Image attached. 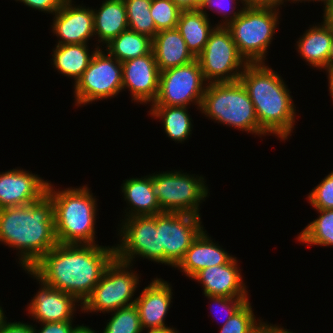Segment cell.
<instances>
[{
    "mask_svg": "<svg viewBox=\"0 0 333 333\" xmlns=\"http://www.w3.org/2000/svg\"><path fill=\"white\" fill-rule=\"evenodd\" d=\"M204 177L181 170L151 174V190L164 213L200 216V204L209 196Z\"/></svg>",
    "mask_w": 333,
    "mask_h": 333,
    "instance_id": "obj_7",
    "label": "cell"
},
{
    "mask_svg": "<svg viewBox=\"0 0 333 333\" xmlns=\"http://www.w3.org/2000/svg\"><path fill=\"white\" fill-rule=\"evenodd\" d=\"M48 182L23 168L0 172V209L39 201L46 194Z\"/></svg>",
    "mask_w": 333,
    "mask_h": 333,
    "instance_id": "obj_17",
    "label": "cell"
},
{
    "mask_svg": "<svg viewBox=\"0 0 333 333\" xmlns=\"http://www.w3.org/2000/svg\"><path fill=\"white\" fill-rule=\"evenodd\" d=\"M52 53V65L59 74H63L69 79L74 80V84L82 76L84 71L89 66V63L99 49L95 45V48L90 53L88 44H67V45H55Z\"/></svg>",
    "mask_w": 333,
    "mask_h": 333,
    "instance_id": "obj_26",
    "label": "cell"
},
{
    "mask_svg": "<svg viewBox=\"0 0 333 333\" xmlns=\"http://www.w3.org/2000/svg\"><path fill=\"white\" fill-rule=\"evenodd\" d=\"M114 258V245L58 243L30 270L47 285L83 304Z\"/></svg>",
    "mask_w": 333,
    "mask_h": 333,
    "instance_id": "obj_1",
    "label": "cell"
},
{
    "mask_svg": "<svg viewBox=\"0 0 333 333\" xmlns=\"http://www.w3.org/2000/svg\"><path fill=\"white\" fill-rule=\"evenodd\" d=\"M132 268V264L114 258L105 268L90 296L82 304L81 312L106 314L133 305L137 298L133 300V297L140 286L141 277Z\"/></svg>",
    "mask_w": 333,
    "mask_h": 333,
    "instance_id": "obj_8",
    "label": "cell"
},
{
    "mask_svg": "<svg viewBox=\"0 0 333 333\" xmlns=\"http://www.w3.org/2000/svg\"><path fill=\"white\" fill-rule=\"evenodd\" d=\"M214 25L200 9L182 10L176 28L191 54L197 58L205 48L210 34L217 27L216 23Z\"/></svg>",
    "mask_w": 333,
    "mask_h": 333,
    "instance_id": "obj_25",
    "label": "cell"
},
{
    "mask_svg": "<svg viewBox=\"0 0 333 333\" xmlns=\"http://www.w3.org/2000/svg\"><path fill=\"white\" fill-rule=\"evenodd\" d=\"M111 317L101 333H142L138 310L135 304L111 312Z\"/></svg>",
    "mask_w": 333,
    "mask_h": 333,
    "instance_id": "obj_32",
    "label": "cell"
},
{
    "mask_svg": "<svg viewBox=\"0 0 333 333\" xmlns=\"http://www.w3.org/2000/svg\"><path fill=\"white\" fill-rule=\"evenodd\" d=\"M311 26L296 42V51L310 67L322 70L333 63V29L322 22Z\"/></svg>",
    "mask_w": 333,
    "mask_h": 333,
    "instance_id": "obj_21",
    "label": "cell"
},
{
    "mask_svg": "<svg viewBox=\"0 0 333 333\" xmlns=\"http://www.w3.org/2000/svg\"><path fill=\"white\" fill-rule=\"evenodd\" d=\"M101 46L74 84L75 106L115 98L122 89V63Z\"/></svg>",
    "mask_w": 333,
    "mask_h": 333,
    "instance_id": "obj_10",
    "label": "cell"
},
{
    "mask_svg": "<svg viewBox=\"0 0 333 333\" xmlns=\"http://www.w3.org/2000/svg\"><path fill=\"white\" fill-rule=\"evenodd\" d=\"M190 107L184 106H150L148 115L160 119L167 137L171 140L182 143L191 136L193 120L188 113Z\"/></svg>",
    "mask_w": 333,
    "mask_h": 333,
    "instance_id": "obj_27",
    "label": "cell"
},
{
    "mask_svg": "<svg viewBox=\"0 0 333 333\" xmlns=\"http://www.w3.org/2000/svg\"><path fill=\"white\" fill-rule=\"evenodd\" d=\"M263 333H296L290 331L289 329H285L283 326H279L276 324H268Z\"/></svg>",
    "mask_w": 333,
    "mask_h": 333,
    "instance_id": "obj_42",
    "label": "cell"
},
{
    "mask_svg": "<svg viewBox=\"0 0 333 333\" xmlns=\"http://www.w3.org/2000/svg\"><path fill=\"white\" fill-rule=\"evenodd\" d=\"M146 331V333H180L178 330H176V328H173V326L166 329H151Z\"/></svg>",
    "mask_w": 333,
    "mask_h": 333,
    "instance_id": "obj_46",
    "label": "cell"
},
{
    "mask_svg": "<svg viewBox=\"0 0 333 333\" xmlns=\"http://www.w3.org/2000/svg\"><path fill=\"white\" fill-rule=\"evenodd\" d=\"M204 2L205 0H194V10L199 9Z\"/></svg>",
    "mask_w": 333,
    "mask_h": 333,
    "instance_id": "obj_48",
    "label": "cell"
},
{
    "mask_svg": "<svg viewBox=\"0 0 333 333\" xmlns=\"http://www.w3.org/2000/svg\"><path fill=\"white\" fill-rule=\"evenodd\" d=\"M104 48L121 63L152 52V38L127 29Z\"/></svg>",
    "mask_w": 333,
    "mask_h": 333,
    "instance_id": "obj_28",
    "label": "cell"
},
{
    "mask_svg": "<svg viewBox=\"0 0 333 333\" xmlns=\"http://www.w3.org/2000/svg\"><path fill=\"white\" fill-rule=\"evenodd\" d=\"M73 2L66 0L53 14L51 31L59 39L56 45L89 44L88 41L95 37L93 8Z\"/></svg>",
    "mask_w": 333,
    "mask_h": 333,
    "instance_id": "obj_15",
    "label": "cell"
},
{
    "mask_svg": "<svg viewBox=\"0 0 333 333\" xmlns=\"http://www.w3.org/2000/svg\"><path fill=\"white\" fill-rule=\"evenodd\" d=\"M118 229L119 244H115V258L132 264L135 258L163 264L160 248L159 214L124 218Z\"/></svg>",
    "mask_w": 333,
    "mask_h": 333,
    "instance_id": "obj_9",
    "label": "cell"
},
{
    "mask_svg": "<svg viewBox=\"0 0 333 333\" xmlns=\"http://www.w3.org/2000/svg\"><path fill=\"white\" fill-rule=\"evenodd\" d=\"M74 320L63 322H45L41 323L40 329L32 323L33 333H73L77 326L72 325ZM75 326V327H74Z\"/></svg>",
    "mask_w": 333,
    "mask_h": 333,
    "instance_id": "obj_38",
    "label": "cell"
},
{
    "mask_svg": "<svg viewBox=\"0 0 333 333\" xmlns=\"http://www.w3.org/2000/svg\"><path fill=\"white\" fill-rule=\"evenodd\" d=\"M238 1V2H237ZM239 3L242 4L243 7L239 6ZM235 5V6H234ZM245 4L243 0H205L202 6L199 8L207 17L208 9H210L213 13H217L218 15L222 16L221 23L218 22L217 26L226 27L230 22L235 20L242 12ZM238 8V10H236ZM236 10V11H235Z\"/></svg>",
    "mask_w": 333,
    "mask_h": 333,
    "instance_id": "obj_34",
    "label": "cell"
},
{
    "mask_svg": "<svg viewBox=\"0 0 333 333\" xmlns=\"http://www.w3.org/2000/svg\"><path fill=\"white\" fill-rule=\"evenodd\" d=\"M214 242L204 229L186 251L183 259L175 267L188 278H193L202 269L227 264L234 255Z\"/></svg>",
    "mask_w": 333,
    "mask_h": 333,
    "instance_id": "obj_20",
    "label": "cell"
},
{
    "mask_svg": "<svg viewBox=\"0 0 333 333\" xmlns=\"http://www.w3.org/2000/svg\"><path fill=\"white\" fill-rule=\"evenodd\" d=\"M254 104L259 136L274 135L285 141L295 128L296 106L291 91L266 63H248L239 77Z\"/></svg>",
    "mask_w": 333,
    "mask_h": 333,
    "instance_id": "obj_3",
    "label": "cell"
},
{
    "mask_svg": "<svg viewBox=\"0 0 333 333\" xmlns=\"http://www.w3.org/2000/svg\"><path fill=\"white\" fill-rule=\"evenodd\" d=\"M307 195L308 203L315 210L333 209V170Z\"/></svg>",
    "mask_w": 333,
    "mask_h": 333,
    "instance_id": "obj_35",
    "label": "cell"
},
{
    "mask_svg": "<svg viewBox=\"0 0 333 333\" xmlns=\"http://www.w3.org/2000/svg\"><path fill=\"white\" fill-rule=\"evenodd\" d=\"M96 46L107 45L128 29L124 0L102 1L100 8L93 9ZM98 36V37H97ZM99 43V44H98ZM104 44V45H103ZM99 45V46H98Z\"/></svg>",
    "mask_w": 333,
    "mask_h": 333,
    "instance_id": "obj_23",
    "label": "cell"
},
{
    "mask_svg": "<svg viewBox=\"0 0 333 333\" xmlns=\"http://www.w3.org/2000/svg\"><path fill=\"white\" fill-rule=\"evenodd\" d=\"M197 59L160 72L158 95L151 106H184L200 109L207 86ZM189 105V106H188Z\"/></svg>",
    "mask_w": 333,
    "mask_h": 333,
    "instance_id": "obj_12",
    "label": "cell"
},
{
    "mask_svg": "<svg viewBox=\"0 0 333 333\" xmlns=\"http://www.w3.org/2000/svg\"><path fill=\"white\" fill-rule=\"evenodd\" d=\"M204 229L201 216L181 213L159 214V239L160 248H163V264L175 268Z\"/></svg>",
    "mask_w": 333,
    "mask_h": 333,
    "instance_id": "obj_13",
    "label": "cell"
},
{
    "mask_svg": "<svg viewBox=\"0 0 333 333\" xmlns=\"http://www.w3.org/2000/svg\"><path fill=\"white\" fill-rule=\"evenodd\" d=\"M326 71V75L328 78V89H329V94L331 96V100L333 101V63L330 64L328 67H326L325 69H323Z\"/></svg>",
    "mask_w": 333,
    "mask_h": 333,
    "instance_id": "obj_43",
    "label": "cell"
},
{
    "mask_svg": "<svg viewBox=\"0 0 333 333\" xmlns=\"http://www.w3.org/2000/svg\"><path fill=\"white\" fill-rule=\"evenodd\" d=\"M204 296L207 299H209L210 302L213 303L214 306H211V307H214L215 310H216V308H220V309L222 308L221 310L225 313V315H224L225 317H224V321H223L224 323L222 322L223 325H225V323L232 317V315L235 312H237L249 300V297H224V296H211V295H204ZM215 305L217 307H215ZM211 310H212V308H211ZM216 311H214V312H216ZM215 316H217V315H215Z\"/></svg>",
    "mask_w": 333,
    "mask_h": 333,
    "instance_id": "obj_36",
    "label": "cell"
},
{
    "mask_svg": "<svg viewBox=\"0 0 333 333\" xmlns=\"http://www.w3.org/2000/svg\"><path fill=\"white\" fill-rule=\"evenodd\" d=\"M289 1H291L292 3H295V4H296V3H299V2H300V3H302V2L305 3V2H307V1H308V2H311V1L314 2V1H315V2L317 3V2H320V1L323 2L324 0H282V5H284V2H289Z\"/></svg>",
    "mask_w": 333,
    "mask_h": 333,
    "instance_id": "obj_47",
    "label": "cell"
},
{
    "mask_svg": "<svg viewBox=\"0 0 333 333\" xmlns=\"http://www.w3.org/2000/svg\"><path fill=\"white\" fill-rule=\"evenodd\" d=\"M0 243L18 251L22 270L30 269L58 244L52 200L45 194L30 205L0 209Z\"/></svg>",
    "mask_w": 333,
    "mask_h": 333,
    "instance_id": "obj_2",
    "label": "cell"
},
{
    "mask_svg": "<svg viewBox=\"0 0 333 333\" xmlns=\"http://www.w3.org/2000/svg\"><path fill=\"white\" fill-rule=\"evenodd\" d=\"M253 311L248 300L225 325H221L219 333H263L268 323L261 318L256 320Z\"/></svg>",
    "mask_w": 333,
    "mask_h": 333,
    "instance_id": "obj_31",
    "label": "cell"
},
{
    "mask_svg": "<svg viewBox=\"0 0 333 333\" xmlns=\"http://www.w3.org/2000/svg\"><path fill=\"white\" fill-rule=\"evenodd\" d=\"M5 316V312L2 309V307L0 306V320Z\"/></svg>",
    "mask_w": 333,
    "mask_h": 333,
    "instance_id": "obj_49",
    "label": "cell"
},
{
    "mask_svg": "<svg viewBox=\"0 0 333 333\" xmlns=\"http://www.w3.org/2000/svg\"><path fill=\"white\" fill-rule=\"evenodd\" d=\"M121 192L127 203L124 218L164 213L151 190V174L123 180ZM130 209V210H129Z\"/></svg>",
    "mask_w": 333,
    "mask_h": 333,
    "instance_id": "obj_24",
    "label": "cell"
},
{
    "mask_svg": "<svg viewBox=\"0 0 333 333\" xmlns=\"http://www.w3.org/2000/svg\"><path fill=\"white\" fill-rule=\"evenodd\" d=\"M48 182L46 195L54 206V224L59 244H97V198L87 185L56 189Z\"/></svg>",
    "mask_w": 333,
    "mask_h": 333,
    "instance_id": "obj_4",
    "label": "cell"
},
{
    "mask_svg": "<svg viewBox=\"0 0 333 333\" xmlns=\"http://www.w3.org/2000/svg\"><path fill=\"white\" fill-rule=\"evenodd\" d=\"M196 59L208 83L239 81L248 64L240 55L230 31L223 26L214 29Z\"/></svg>",
    "mask_w": 333,
    "mask_h": 333,
    "instance_id": "obj_11",
    "label": "cell"
},
{
    "mask_svg": "<svg viewBox=\"0 0 333 333\" xmlns=\"http://www.w3.org/2000/svg\"><path fill=\"white\" fill-rule=\"evenodd\" d=\"M99 333V331H97ZM94 329L90 328L89 326L77 325L73 333H97Z\"/></svg>",
    "mask_w": 333,
    "mask_h": 333,
    "instance_id": "obj_45",
    "label": "cell"
},
{
    "mask_svg": "<svg viewBox=\"0 0 333 333\" xmlns=\"http://www.w3.org/2000/svg\"><path fill=\"white\" fill-rule=\"evenodd\" d=\"M279 7L245 5L241 14L226 26L247 63H265L280 23Z\"/></svg>",
    "mask_w": 333,
    "mask_h": 333,
    "instance_id": "obj_6",
    "label": "cell"
},
{
    "mask_svg": "<svg viewBox=\"0 0 333 333\" xmlns=\"http://www.w3.org/2000/svg\"><path fill=\"white\" fill-rule=\"evenodd\" d=\"M192 280L203 287L204 295L224 297H249L237 257L227 264L211 266L199 271Z\"/></svg>",
    "mask_w": 333,
    "mask_h": 333,
    "instance_id": "obj_19",
    "label": "cell"
},
{
    "mask_svg": "<svg viewBox=\"0 0 333 333\" xmlns=\"http://www.w3.org/2000/svg\"><path fill=\"white\" fill-rule=\"evenodd\" d=\"M323 24L333 27V0H324L323 1Z\"/></svg>",
    "mask_w": 333,
    "mask_h": 333,
    "instance_id": "obj_40",
    "label": "cell"
},
{
    "mask_svg": "<svg viewBox=\"0 0 333 333\" xmlns=\"http://www.w3.org/2000/svg\"><path fill=\"white\" fill-rule=\"evenodd\" d=\"M172 286L162 278H153L147 287L143 288L134 303L139 314L143 330L169 328L165 318L171 308L173 298Z\"/></svg>",
    "mask_w": 333,
    "mask_h": 333,
    "instance_id": "obj_18",
    "label": "cell"
},
{
    "mask_svg": "<svg viewBox=\"0 0 333 333\" xmlns=\"http://www.w3.org/2000/svg\"><path fill=\"white\" fill-rule=\"evenodd\" d=\"M181 10H194V0H172Z\"/></svg>",
    "mask_w": 333,
    "mask_h": 333,
    "instance_id": "obj_44",
    "label": "cell"
},
{
    "mask_svg": "<svg viewBox=\"0 0 333 333\" xmlns=\"http://www.w3.org/2000/svg\"><path fill=\"white\" fill-rule=\"evenodd\" d=\"M199 110L218 124L259 136L254 104L240 81L208 83Z\"/></svg>",
    "mask_w": 333,
    "mask_h": 333,
    "instance_id": "obj_5",
    "label": "cell"
},
{
    "mask_svg": "<svg viewBox=\"0 0 333 333\" xmlns=\"http://www.w3.org/2000/svg\"><path fill=\"white\" fill-rule=\"evenodd\" d=\"M152 0H124L128 29L154 38L157 29L150 14Z\"/></svg>",
    "mask_w": 333,
    "mask_h": 333,
    "instance_id": "obj_30",
    "label": "cell"
},
{
    "mask_svg": "<svg viewBox=\"0 0 333 333\" xmlns=\"http://www.w3.org/2000/svg\"><path fill=\"white\" fill-rule=\"evenodd\" d=\"M181 11L172 0H152L151 2L150 14L158 32L176 28Z\"/></svg>",
    "mask_w": 333,
    "mask_h": 333,
    "instance_id": "obj_33",
    "label": "cell"
},
{
    "mask_svg": "<svg viewBox=\"0 0 333 333\" xmlns=\"http://www.w3.org/2000/svg\"><path fill=\"white\" fill-rule=\"evenodd\" d=\"M152 51L160 72L196 59L177 28L157 32L152 39Z\"/></svg>",
    "mask_w": 333,
    "mask_h": 333,
    "instance_id": "obj_22",
    "label": "cell"
},
{
    "mask_svg": "<svg viewBox=\"0 0 333 333\" xmlns=\"http://www.w3.org/2000/svg\"><path fill=\"white\" fill-rule=\"evenodd\" d=\"M23 3L24 5L38 10L45 14H54L65 3L66 0H15Z\"/></svg>",
    "mask_w": 333,
    "mask_h": 333,
    "instance_id": "obj_37",
    "label": "cell"
},
{
    "mask_svg": "<svg viewBox=\"0 0 333 333\" xmlns=\"http://www.w3.org/2000/svg\"><path fill=\"white\" fill-rule=\"evenodd\" d=\"M318 217L298 235L297 240L306 245L333 246V209L316 210Z\"/></svg>",
    "mask_w": 333,
    "mask_h": 333,
    "instance_id": "obj_29",
    "label": "cell"
},
{
    "mask_svg": "<svg viewBox=\"0 0 333 333\" xmlns=\"http://www.w3.org/2000/svg\"><path fill=\"white\" fill-rule=\"evenodd\" d=\"M6 315L0 320V333H33L32 325L23 322H7Z\"/></svg>",
    "mask_w": 333,
    "mask_h": 333,
    "instance_id": "obj_39",
    "label": "cell"
},
{
    "mask_svg": "<svg viewBox=\"0 0 333 333\" xmlns=\"http://www.w3.org/2000/svg\"><path fill=\"white\" fill-rule=\"evenodd\" d=\"M245 5H271L282 8V0H243Z\"/></svg>",
    "mask_w": 333,
    "mask_h": 333,
    "instance_id": "obj_41",
    "label": "cell"
},
{
    "mask_svg": "<svg viewBox=\"0 0 333 333\" xmlns=\"http://www.w3.org/2000/svg\"><path fill=\"white\" fill-rule=\"evenodd\" d=\"M31 277L39 282L40 288L28 304V314L36 322H63L74 320L77 307L82 304L72 295L54 289L39 279L30 269H24Z\"/></svg>",
    "mask_w": 333,
    "mask_h": 333,
    "instance_id": "obj_14",
    "label": "cell"
},
{
    "mask_svg": "<svg viewBox=\"0 0 333 333\" xmlns=\"http://www.w3.org/2000/svg\"><path fill=\"white\" fill-rule=\"evenodd\" d=\"M158 69L153 51L122 62V89H128L132 101L153 104L159 90Z\"/></svg>",
    "mask_w": 333,
    "mask_h": 333,
    "instance_id": "obj_16",
    "label": "cell"
}]
</instances>
